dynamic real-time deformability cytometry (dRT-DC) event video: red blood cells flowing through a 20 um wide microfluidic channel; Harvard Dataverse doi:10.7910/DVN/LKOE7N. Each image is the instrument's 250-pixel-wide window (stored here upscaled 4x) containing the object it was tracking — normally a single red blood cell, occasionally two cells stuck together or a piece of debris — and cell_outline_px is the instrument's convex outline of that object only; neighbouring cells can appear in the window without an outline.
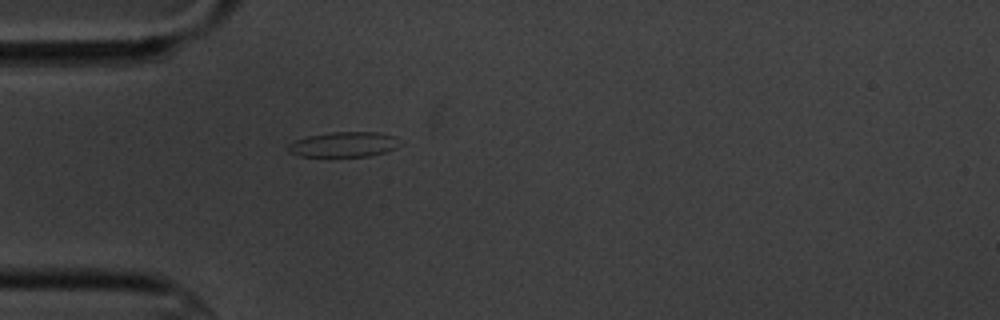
{"species": "common noctule bat (a hibernating species)", "species_latin": "Nyctalus noctula", "temperature_condition": "cold", "stored_images_in_passage": 1, "camera_frame_rate_fps": 3000, "um_per_image_px": 0.085, "animal": {"sex": "male", "body_mass_g": 20.1, "forearm_length_mm": 53.5}, "frame": {"image": 1, "passage_image": 1, "time_ms": 0.0, "image_size_px": [1000, 320], "cell_outline_px": [[404, 144], [396, 148], [384, 152], [368, 156], [300, 156], [288, 152], [288, 144], [296, 140], [308, 136], [328, 132], [380, 132], [396, 136]], "centroid_in_image_um": [29.28, 12.26], "position_along_channel_um": 55.7, "area_um2": 16.53}}